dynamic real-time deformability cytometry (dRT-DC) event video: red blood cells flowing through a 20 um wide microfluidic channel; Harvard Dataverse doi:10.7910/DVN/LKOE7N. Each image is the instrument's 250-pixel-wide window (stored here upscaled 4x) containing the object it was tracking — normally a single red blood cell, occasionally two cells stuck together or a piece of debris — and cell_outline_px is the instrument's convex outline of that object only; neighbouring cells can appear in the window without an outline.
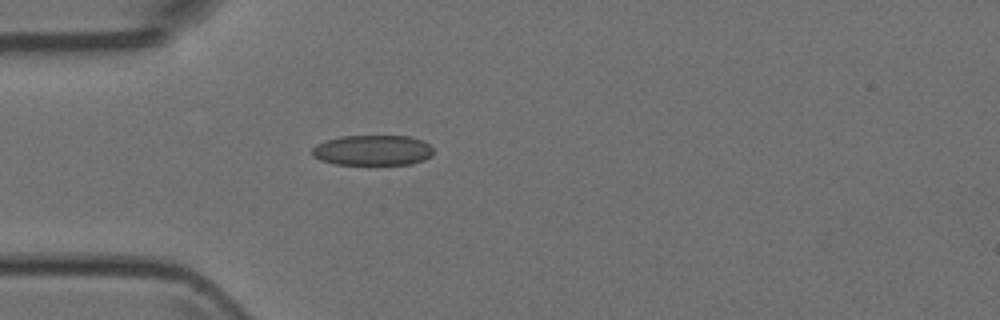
{"species": "Egyptian fruit bat (a non-hibernating species)", "species_latin": "Rousettus aegyptiacus", "temperature_condition": "room temperature", "stored_images_in_passage": 1, "camera_frame_rate_fps": 3000, "um_per_image_px": 0.085, "animal": {"sex": "female"}, "frame": {"image": 1, "passage_image": 1, "time_ms": 0.0, "image_size_px": [1000, 320], "cell_outline_px": [[432, 156], [424, 160], [412, 164], [336, 164], [320, 160], [312, 156], [312, 148], [316, 144], [340, 136], [412, 136], [424, 140], [432, 148]], "centroid_in_image_um": [31.69, 12.77], "position_along_channel_um": 53.3, "area_um2": 21.56}}